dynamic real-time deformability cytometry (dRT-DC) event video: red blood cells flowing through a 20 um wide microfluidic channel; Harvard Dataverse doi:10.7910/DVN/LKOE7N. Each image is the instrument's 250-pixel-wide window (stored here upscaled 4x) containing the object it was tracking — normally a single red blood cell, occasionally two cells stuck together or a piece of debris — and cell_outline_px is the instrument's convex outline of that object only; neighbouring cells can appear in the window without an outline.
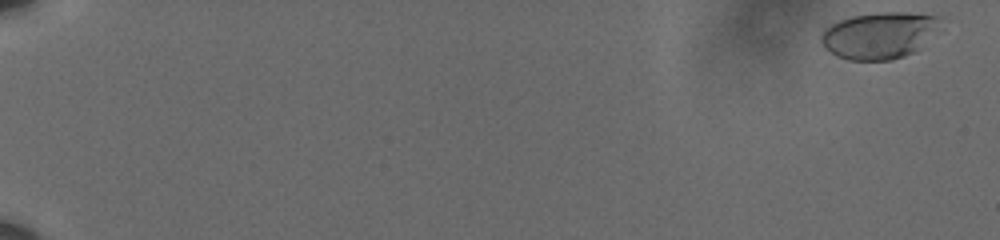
{"species": "human", "species_latin": "Homo sapiens", "temperature_condition": "cold", "stored_images_in_passage": 61, "camera_frame_rate_fps": 3000, "um_per_image_px": 0.085, "donor": {"sex": "male"}, "frame": {"image": 1, "passage_image": 2, "time_ms": 0.333, "image_size_px": [1000, 240], "cell_outline_px": [[936, 16], [920, 48], [916, 52], [892, 60], [848, 60], [836, 56], [820, 40], [820, 36], [832, 24], [840, 20], [852, 16], [880, 12], [904, 12]], "centroid_in_image_um": [74.6, 3.03], "position_along_channel_um": 10.4, "area_um2": 30.92}}
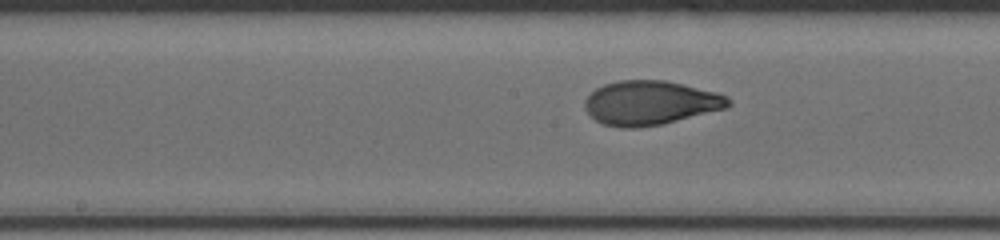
{"frame": {"image": 2, "passage_image": 35, "time_ms": 11.333, "image_size_px": [1000, 240], "cell_outline_px": [[732, 104], [728, 108], [660, 124], [640, 128], [620, 128], [604, 124], [596, 120], [584, 108], [584, 100], [596, 88], [604, 84], [620, 80], [664, 80], [684, 84], [716, 92], [728, 96], [732, 100]], "centroid_in_image_um": [55.3, 8.74], "position_along_channel_um": 192.9, "area_um2": 37.05}}
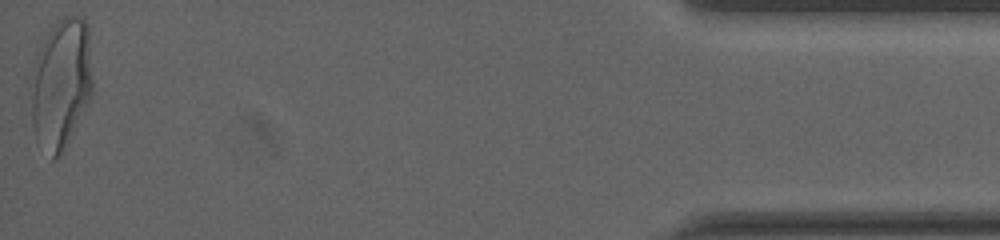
{"frame": {"image": 3, "passage_image": 61, "time_ms": 20.0, "image_size_px": [1000, 240], "cell_outline_px": [[92, 96], [64, 152], [52, 160], [36, 140], [32, 124], [32, 68], [36, 52], [48, 32], [64, 16], [76, 16], [84, 20], [88, 24], [92, 80]], "centroid_in_image_um": [5.2, 7.15], "position_along_channel_um": 430.0, "area_um2": 47.05}, "authors_computed_cell_mechanics": {"area_um2": 35.8938, "velocity_mm_per_s": 3.6054, "shape_relaxation_time_tau1_ms": 4.0633, "shape_relaxation_time_tau2_ms": 0.9094, "deformation_change_tau1": 0.1854, "deformation_change_tau2": 0.0602}}